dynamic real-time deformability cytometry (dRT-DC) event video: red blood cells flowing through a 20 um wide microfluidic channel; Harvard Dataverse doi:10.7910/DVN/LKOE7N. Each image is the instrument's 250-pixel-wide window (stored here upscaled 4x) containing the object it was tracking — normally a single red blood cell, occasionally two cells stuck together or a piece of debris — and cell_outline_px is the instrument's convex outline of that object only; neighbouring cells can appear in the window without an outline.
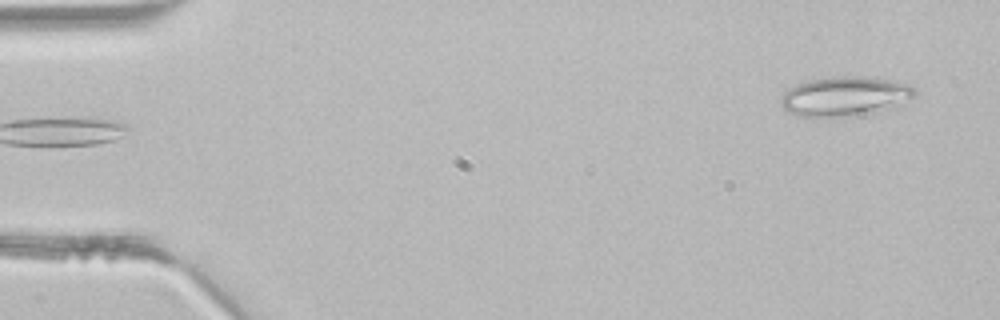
{"species": "common noctule bat (a hibernating species)", "species_latin": "Nyctalus noctula", "temperature_condition": "room temperature", "stored_images_in_passage": 3, "camera_frame_rate_fps": 3000, "um_per_image_px": 0.085, "animal": {"sex": "male", "body_mass_g": 21.5, "forearm_length_mm": 52.0}, "frame": {"image": 1, "passage_image": 3, "time_ms": 0.667, "image_size_px": [1000, 320], "cell_outline_px": [[916, 92], [912, 96], [888, 108], [852, 116], [812, 120], [796, 116], [784, 108], [780, 104], [780, 100], [784, 92], [788, 88], [796, 84], [812, 80], [832, 76], [876, 76], [896, 80], [908, 84], [916, 88]], "centroid_in_image_um": [71.74, 8.19], "position_along_channel_um": 13.3, "area_um2": 31.44}}